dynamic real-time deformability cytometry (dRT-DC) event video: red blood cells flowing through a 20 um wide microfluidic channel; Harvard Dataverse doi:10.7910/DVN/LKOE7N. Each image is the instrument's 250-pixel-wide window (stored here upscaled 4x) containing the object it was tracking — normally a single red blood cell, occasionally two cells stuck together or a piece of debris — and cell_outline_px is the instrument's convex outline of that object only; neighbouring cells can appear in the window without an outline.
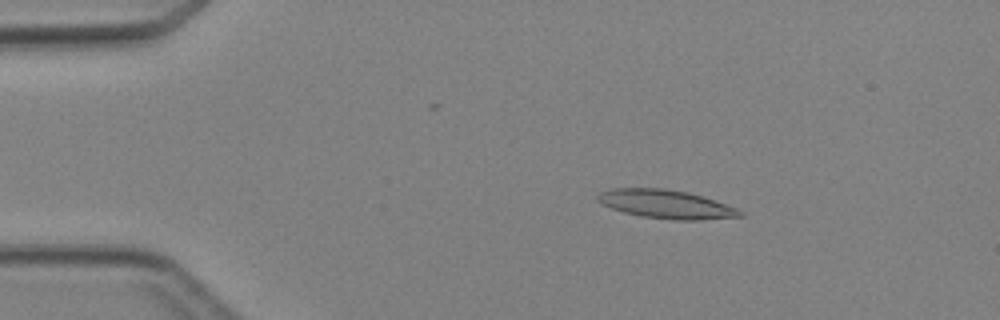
{"species": "Egyptian fruit bat (a non-hibernating species)", "species_latin": "Rousettus aegyptiacus", "temperature_condition": "cold", "stored_images_in_passage": 45, "camera_frame_rate_fps": 3000, "um_per_image_px": 0.085, "animal": {"sex": "female"}, "frame": {"image": 1, "passage_image": 7, "time_ms": 2.0, "image_size_px": [1000, 320], "cell_outline_px": [[744, 216], [700, 220], [672, 220], [640, 216], [624, 212], [612, 208], [596, 200], [596, 196], [600, 192], [612, 188], [664, 188], [688, 192], [704, 196], [736, 208], [744, 212]], "centroid_in_image_um": [56.63, 17.35], "position_along_channel_um": 28.4, "area_um2": 23.81}}
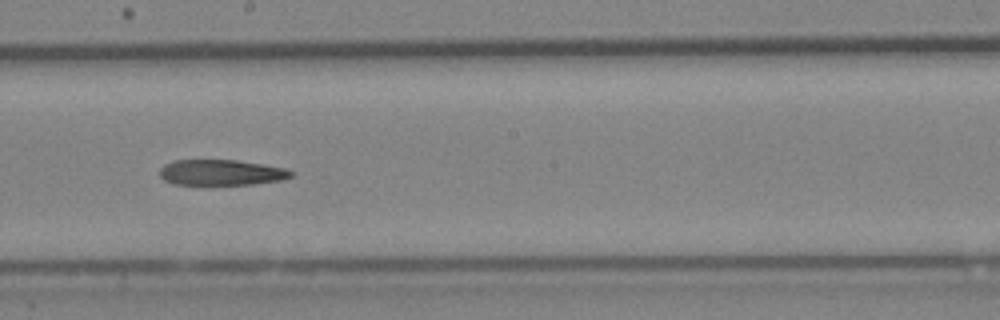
{"frame": {"image": 2, "passage_image": 25, "time_ms": 8.0, "image_size_px": [1000, 320], "cell_outline_px": [[292, 176], [284, 180], [256, 184], [172, 184], [164, 180], [160, 176], [160, 168], [164, 164], [172, 160], [236, 160], [264, 164], [284, 168], [292, 172]], "centroid_in_image_um": [18.8, 14.66], "position_along_channel_um": 229.4, "area_um2": 19.71}}
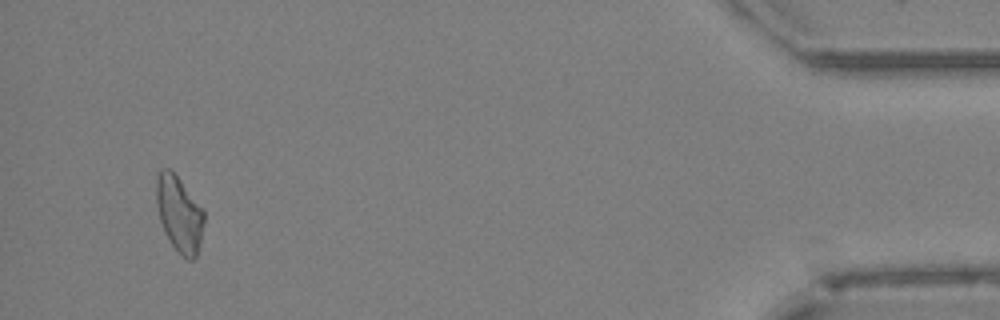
{"frame": {"image": 3, "passage_image": 43, "time_ms": 14.0, "image_size_px": [1000, 320], "cell_outline_px": [[204, 220], [200, 240], [196, 256], [192, 260], [188, 260], [172, 244], [164, 232], [156, 208], [156, 176], [160, 168], [168, 168], [180, 180], [204, 208]], "centroid_in_image_um": [15.22, 18.14], "position_along_channel_um": 420.0, "area_um2": 20.98}}